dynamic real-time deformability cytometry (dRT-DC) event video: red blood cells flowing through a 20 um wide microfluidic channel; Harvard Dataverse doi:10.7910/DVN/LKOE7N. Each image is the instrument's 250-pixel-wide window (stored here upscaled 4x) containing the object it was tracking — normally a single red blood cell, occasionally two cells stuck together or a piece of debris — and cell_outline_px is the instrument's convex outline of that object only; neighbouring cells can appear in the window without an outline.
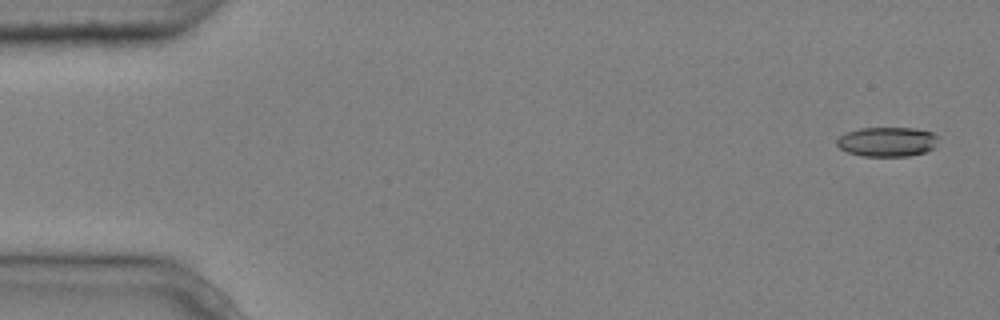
{"species": "common noctule bat (a hibernating species)", "species_latin": "Nyctalus noctula", "temperature_condition": "cold", "stored_images_in_passage": 5, "camera_frame_rate_fps": 3000, "um_per_image_px": 0.085, "animal": {"sex": "male", "body_mass_g": 20.4}, "frame": {"image": 1, "passage_image": 1, "time_ms": 0.0, "image_size_px": [1000, 320], "cell_outline_px": [[940, 136], [936, 144], [932, 148], [924, 152], [908, 156], [860, 156], [848, 152], [840, 148], [836, 144], [836, 140], [840, 136], [848, 132], [860, 128], [912, 128], [932, 132]], "centroid_in_image_um": [75.42, 12.05], "position_along_channel_um": 9.6, "area_um2": 17.46}}
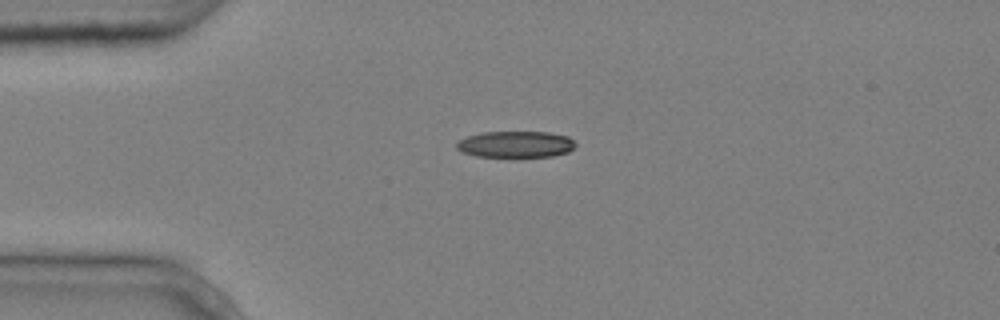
{"frame": {"image": 2, "passage_image": 4, "time_ms": 1.0, "image_size_px": [1000, 320], "cell_outline_px": [[576, 144], [568, 152], [552, 156], [476, 156], [464, 152], [456, 148], [456, 144], [460, 140], [468, 136], [484, 132], [548, 132], [568, 136]], "centroid_in_image_um": [43.84, 12.26], "position_along_channel_um": 41.2, "area_um2": 17.98}}